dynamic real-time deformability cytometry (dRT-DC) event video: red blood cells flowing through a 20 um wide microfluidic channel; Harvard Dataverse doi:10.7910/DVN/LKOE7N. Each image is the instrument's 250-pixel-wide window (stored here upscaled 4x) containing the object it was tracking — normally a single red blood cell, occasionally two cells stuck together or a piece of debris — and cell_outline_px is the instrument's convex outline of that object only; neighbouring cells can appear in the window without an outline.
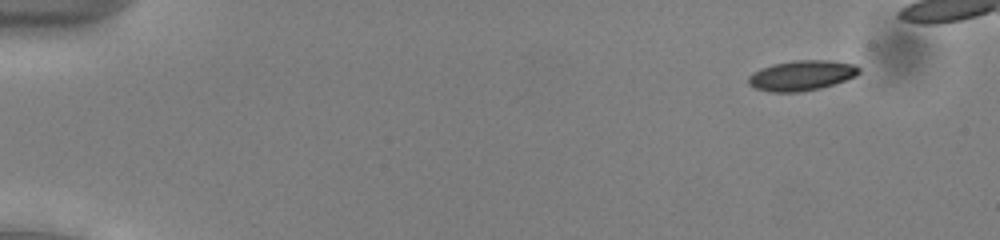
{"species": "common noctule bat (a hibernating species)", "species_latin": "Nyctalus noctula", "temperature_condition": "cold", "stored_images_in_passage": 46, "camera_frame_rate_fps": 3000, "um_per_image_px": 0.085, "animal": {"sex": "male", "body_mass_g": 13.0, "forearm_length_mm": 53.1}, "frame": {"image": 1, "passage_image": 2, "time_ms": 0.333, "image_size_px": [1000, 240], "cell_outline_px": [[860, 72], [856, 76], [820, 88], [800, 92], [768, 92], [756, 88], [748, 84], [748, 76], [752, 72], [760, 68], [772, 64], [792, 60], [828, 60], [856, 64], [860, 68]], "centroid_in_image_um": [68.11, 6.4], "position_along_channel_um": 16.9, "area_um2": 19.59}}
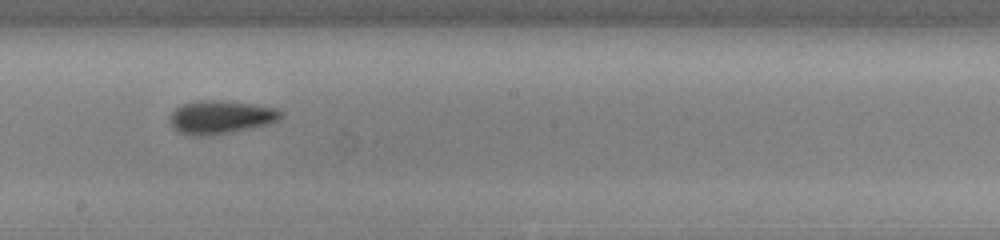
{"frame": {"image": 2, "passage_image": 28, "time_ms": 9.0, "image_size_px": [1000, 240], "cell_outline_px": [[284, 116], [280, 120], [272, 124], [232, 132], [208, 136], [192, 136], [176, 132], [172, 128], [168, 120], [168, 116], [176, 108], [184, 104], [196, 100], [220, 100], [252, 104], [276, 108], [284, 112]], "centroid_in_image_um": [18.76, 9.97], "position_along_channel_um": 229.4, "area_um2": 22.14}}
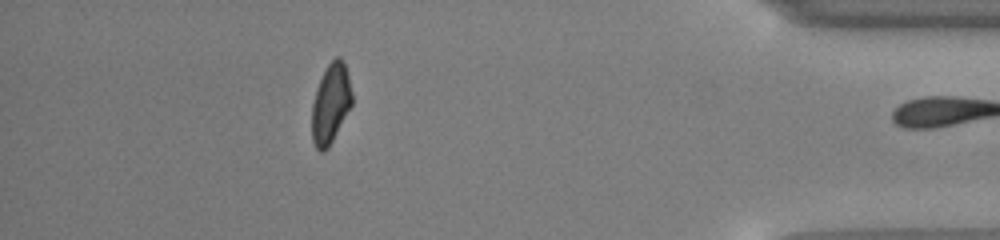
{"frame": {"image": 3, "passage_image": 45, "time_ms": 14.667, "image_size_px": [1000, 240], "cell_outline_px": [[352, 104], [328, 148], [324, 152], [320, 152], [316, 148], [312, 140], [312, 104], [316, 88], [328, 64], [336, 56], [340, 56], [344, 64], [348, 76], [352, 92]], "centroid_in_image_um": [28.1, 8.82], "position_along_channel_um": 407.1, "area_um2": 18.44}, "authors_computed_cell_mechanics": {"area_um2": 20.0566, "velocity_mm_per_s": 3.9023, "shape_relaxation_time_tau1_ms": 3.0447, "shape_relaxation_time_tau2_ms": null, "deformation_change_tau1": 0.1028, "deformation_change_tau2": null}}